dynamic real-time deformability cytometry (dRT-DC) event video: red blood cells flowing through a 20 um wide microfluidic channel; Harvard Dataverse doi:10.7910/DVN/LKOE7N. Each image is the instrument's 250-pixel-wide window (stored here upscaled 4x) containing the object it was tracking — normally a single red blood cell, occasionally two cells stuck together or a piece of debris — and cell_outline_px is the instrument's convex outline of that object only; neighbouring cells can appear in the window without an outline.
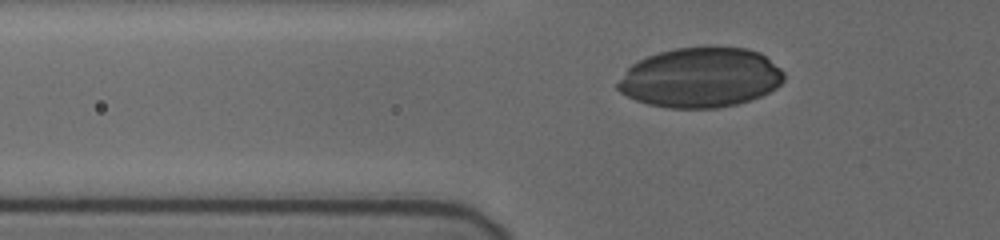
{"species": "human", "species_latin": "Homo sapiens", "temperature_condition": "cold", "stored_images_in_passage": 36, "camera_frame_rate_fps": 3000, "um_per_image_px": 0.085, "donor": {"sex": "female"}, "frame": {"image": 1, "passage_image": 8, "time_ms": 2.333, "image_size_px": [1000, 240], "cell_outline_px": [[784, 80], [776, 88], [752, 100], [736, 104], [716, 108], [668, 108], [648, 104], [636, 100], [620, 92], [616, 88], [616, 84], [624, 72], [632, 64], [648, 56], [660, 52], [676, 48], [712, 44], [748, 48], [760, 52], [780, 68], [784, 72]], "centroid_in_image_um": [59.56, 6.56], "position_along_channel_um": 66.2, "area_um2": 58.78}}
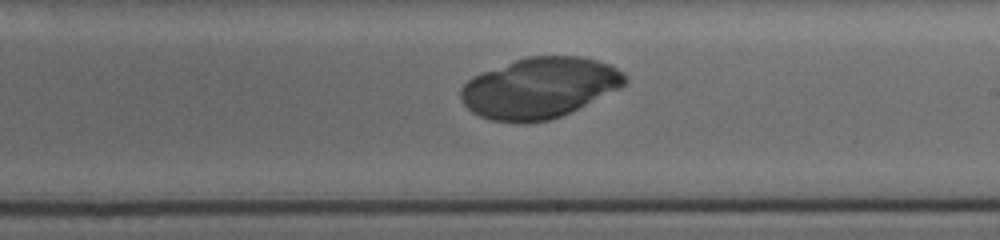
{"frame": {"image": 2, "passage_image": 23, "time_ms": 7.333, "image_size_px": [1000, 240], "cell_outline_px": [[628, 80], [620, 88], [560, 116], [548, 120], [524, 124], [516, 124], [492, 120], [480, 116], [472, 112], [460, 100], [460, 88], [472, 76], [480, 72], [528, 56], [584, 56], [612, 64], [624, 72], [628, 76]], "centroid_in_image_um": [45.85, 7.46], "position_along_channel_um": 243.1, "area_um2": 58.38}}
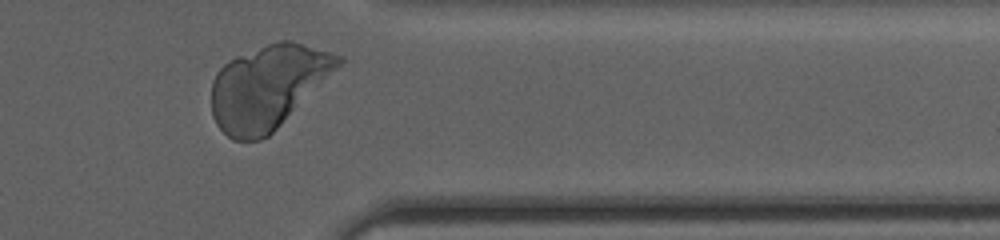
{"frame": {"image": 3, "passage_image": 35, "time_ms": 11.333, "image_size_px": [1000, 240], "cell_outline_px": [[344, 60], [268, 136], [260, 140], [232, 140], [216, 124], [212, 116], [212, 80], [216, 72], [228, 60], [236, 56], [268, 44], [280, 40], [292, 40], [344, 56]], "centroid_in_image_um": [22.72, 7.37], "position_along_channel_um": 388.7, "area_um2": 60.86}}